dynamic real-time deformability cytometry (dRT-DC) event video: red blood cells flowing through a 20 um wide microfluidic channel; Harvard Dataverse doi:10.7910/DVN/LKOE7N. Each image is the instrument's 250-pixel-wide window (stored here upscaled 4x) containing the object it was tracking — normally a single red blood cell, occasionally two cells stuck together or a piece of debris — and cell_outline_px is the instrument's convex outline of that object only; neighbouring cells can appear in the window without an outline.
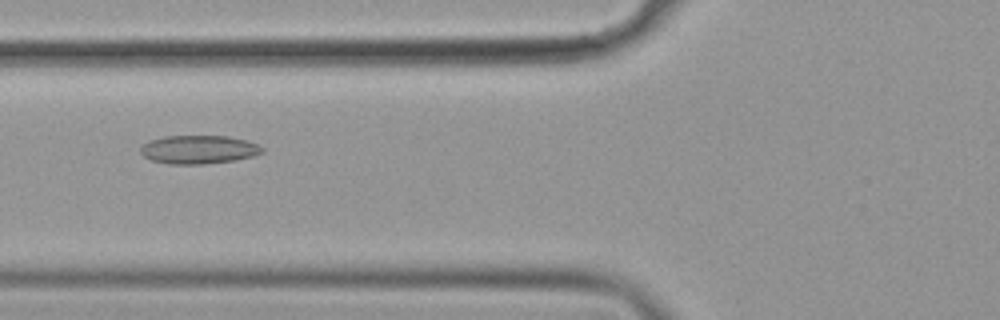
{"species": "common noctule bat (a hibernating species)", "species_latin": "Nyctalus noctula", "temperature_condition": "cold", "stored_images_in_passage": 41, "camera_frame_rate_fps": 3000, "um_per_image_px": 0.085, "animal": {"sex": "female", "body_mass_g": 19.9}, "frame": {"image": 1, "passage_image": 7, "time_ms": 2.0, "image_size_px": [1000, 320], "cell_outline_px": [[264, 152], [252, 156], [236, 160], [204, 164], [168, 164], [152, 160], [144, 156], [140, 152], [140, 148], [148, 140], [164, 136], [228, 136], [260, 144], [264, 148]], "centroid_in_image_um": [16.9, 12.71], "position_along_channel_um": 108.9, "area_um2": 20.29}}
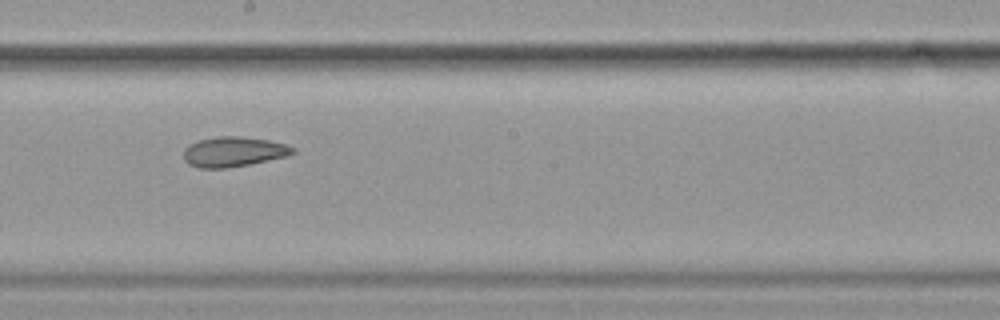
{"frame": {"image": 2, "passage_image": 17, "time_ms": 5.333, "image_size_px": [1000, 320], "cell_outline_px": [[296, 152], [288, 156], [248, 164], [224, 168], [200, 168], [188, 164], [184, 160], [184, 148], [188, 144], [200, 140], [220, 136], [240, 136], [268, 140], [284, 144], [296, 148]], "centroid_in_image_um": [19.84, 12.89], "position_along_channel_um": 228.4, "area_um2": 19.02}}
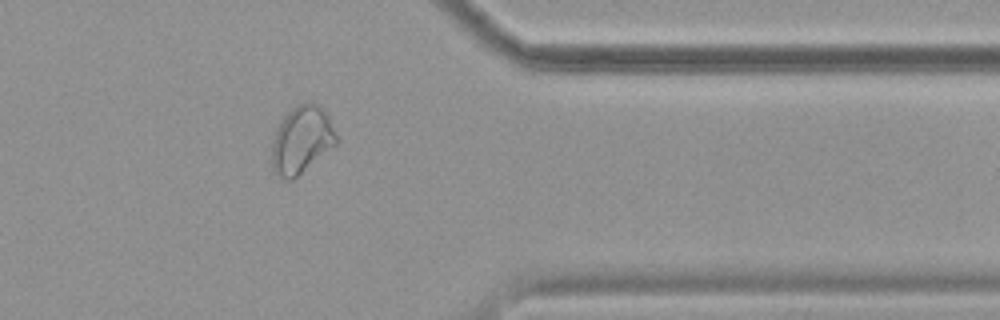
{"frame": {"image": 3, "passage_image": 31, "time_ms": 10.0, "image_size_px": [1000, 320], "cell_outline_px": [[340, 140], [336, 144], [292, 180], [284, 180], [272, 168], [272, 140], [276, 128], [280, 120], [296, 104], [308, 100], [312, 100], [320, 104], [328, 116]], "centroid_in_image_um": [25.64, 11.83], "position_along_channel_um": 385.8, "area_um2": 25.61}, "authors_computed_cell_mechanics": {"area_um2": 20.2878, "velocity_mm_per_s": 3.5991, "shape_relaxation_time_tau1_ms": null, "shape_relaxation_time_tau2_ms": 3.6425, "deformation_change_tau1": null, "deformation_change_tau2": 0.0867}}